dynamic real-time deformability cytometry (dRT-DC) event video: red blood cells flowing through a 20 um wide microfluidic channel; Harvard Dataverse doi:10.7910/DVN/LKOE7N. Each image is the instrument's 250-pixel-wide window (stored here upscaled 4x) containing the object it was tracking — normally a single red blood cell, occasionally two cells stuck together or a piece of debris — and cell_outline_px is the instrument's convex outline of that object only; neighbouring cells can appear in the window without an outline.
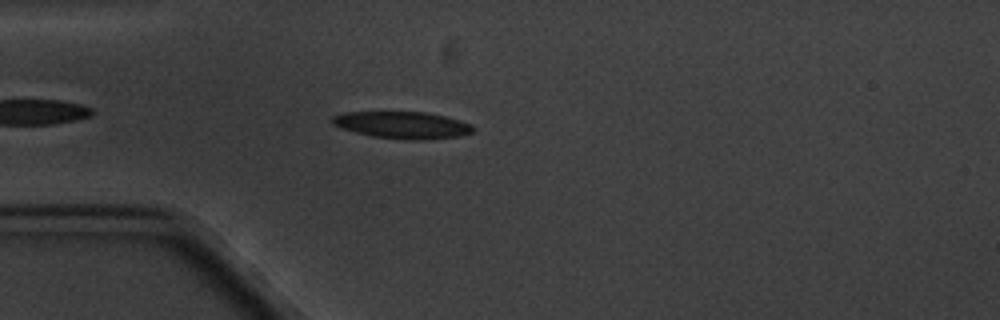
{"species": "common noctule bat (a hibernating species)", "species_latin": "Nyctalus noctula", "temperature_condition": "cold", "stored_images_in_passage": 5, "camera_frame_rate_fps": 3000, "um_per_image_px": 0.085, "animal": {"sex": "male", "body_mass_g": 20.1, "forearm_length_mm": 53.5}, "frame": {"image": 1, "passage_image": 4, "time_ms": 3.667, "image_size_px": [1000, 320], "cell_outline_px": [[472, 132], [456, 136], [424, 140], [408, 140], [372, 136], [356, 132], [332, 124], [332, 116], [344, 112], [424, 112], [444, 116], [460, 120], [472, 124]], "centroid_in_image_um": [34.19, 10.62], "position_along_channel_um": 50.8, "area_um2": 21.85}}